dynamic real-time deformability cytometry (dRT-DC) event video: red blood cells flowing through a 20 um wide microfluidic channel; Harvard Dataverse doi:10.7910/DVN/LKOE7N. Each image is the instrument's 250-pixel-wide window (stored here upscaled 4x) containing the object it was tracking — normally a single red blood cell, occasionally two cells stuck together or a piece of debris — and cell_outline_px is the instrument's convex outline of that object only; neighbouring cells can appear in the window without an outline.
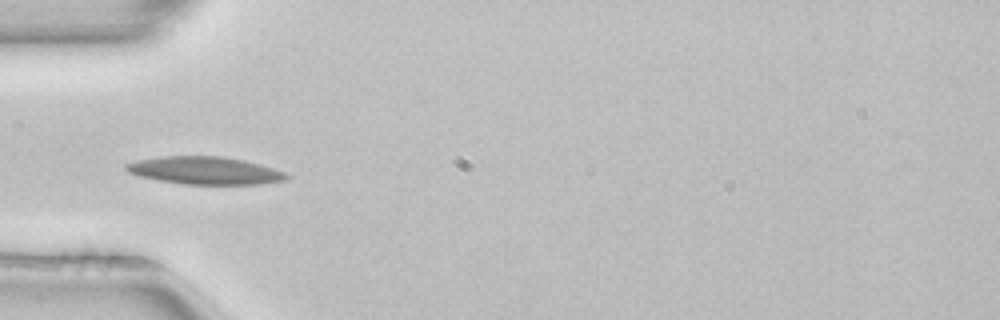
{"species": "common noctule bat (a hibernating species)", "species_latin": "Nyctalus noctula", "temperature_condition": "room temperature", "stored_images_in_passage": 36, "camera_frame_rate_fps": 3000, "um_per_image_px": 0.085, "animal": {"sex": "female", "body_mass_g": 22.7, "forearm_length_mm": 54.2}, "frame": {"image": 1, "passage_image": 1, "time_ms": 0.0, "image_size_px": [1000, 320], "cell_outline_px": [[288, 176], [284, 180], [260, 184], [184, 184], [160, 180], [140, 176], [128, 172], [124, 168], [124, 164], [136, 160], [164, 156], [224, 156], [244, 160], [260, 164], [284, 172]], "centroid_in_image_um": [17.38, 14.48], "position_along_channel_um": 67.6, "area_um2": 25.66}, "authors_computed_cell_mechanics": {"area_um2": 23.0044, "velocity_mm_per_s": 3.9631, "shape_relaxation_time_tau1_ms": null, "shape_relaxation_time_tau2_ms": 5.7643, "deformation_change_tau1": null, "deformation_change_tau2": 0.1304}}